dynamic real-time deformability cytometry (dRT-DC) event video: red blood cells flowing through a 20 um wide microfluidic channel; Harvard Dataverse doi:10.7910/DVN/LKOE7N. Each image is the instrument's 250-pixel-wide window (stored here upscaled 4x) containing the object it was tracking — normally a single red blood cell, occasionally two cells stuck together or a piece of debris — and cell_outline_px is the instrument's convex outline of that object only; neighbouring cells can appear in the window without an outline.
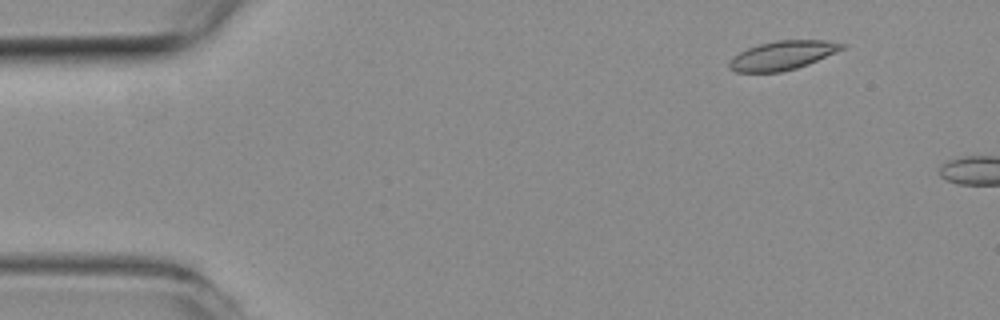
{"species": "common noctule bat (a hibernating species)", "species_latin": "Nyctalus noctula", "temperature_condition": "room temperature", "stored_images_in_passage": 9, "camera_frame_rate_fps": 3000, "um_per_image_px": 0.085, "animal": {"sex": "female", "body_mass_g": 19.3, "forearm_length_mm": 54.1}, "frame": {"image": 1, "passage_image": 6, "time_ms": 1.667, "image_size_px": [1000, 320], "cell_outline_px": [[844, 48], [808, 64], [796, 68], [780, 72], [736, 72], [728, 64], [728, 60], [740, 52], [748, 48], [760, 44], [776, 40], [824, 40], [844, 44]], "centroid_in_image_um": [66.48, 4.7], "position_along_channel_um": 18.5, "area_um2": 18.67}}